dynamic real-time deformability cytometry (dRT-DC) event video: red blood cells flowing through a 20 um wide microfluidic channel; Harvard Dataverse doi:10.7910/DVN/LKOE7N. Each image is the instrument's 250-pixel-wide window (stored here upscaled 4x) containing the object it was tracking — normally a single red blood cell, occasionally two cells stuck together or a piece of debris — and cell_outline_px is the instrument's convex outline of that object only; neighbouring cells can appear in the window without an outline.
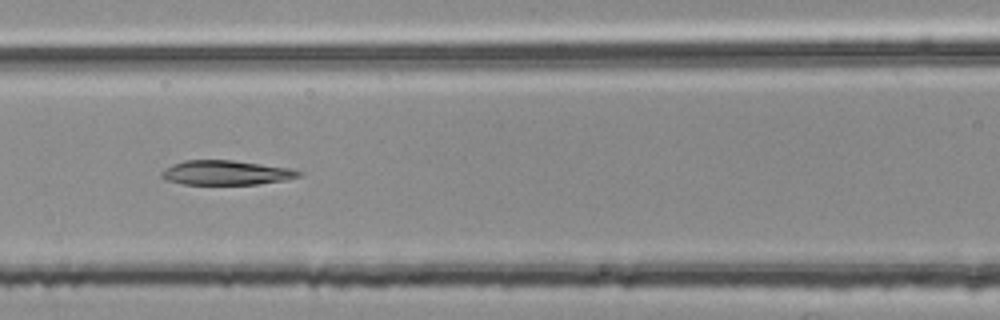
{"species": "common noctule bat (a hibernating species)", "species_latin": "Nyctalus noctula", "temperature_condition": "room temperature", "stored_images_in_passage": 53, "segment_of_instrument_passage": [2, 2], "camera_frame_rate_fps": 3000, "um_per_image_px": 0.085, "animal": {"sex": "female", "body_mass_g": 25.1}, "frame": {"image": 1, "passage_image": 23, "time_ms": 7.333, "image_size_px": [1000, 320], "cell_outline_px": [[304, 172], [300, 176], [284, 180], [256, 184], [184, 184], [164, 180], [160, 176], [160, 172], [164, 168], [172, 164], [184, 160], [232, 160], [292, 168]], "centroid_in_image_um": [19.18, 14.67], "position_along_channel_um": 147.4, "area_um2": 19.71}}
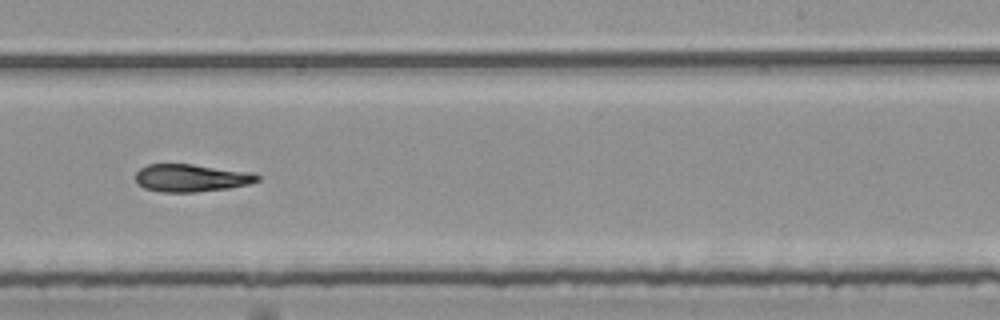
{"frame": {"image": 2, "passage_image": 33, "time_ms": 10.667, "image_size_px": [1000, 320], "cell_outline_px": [[260, 180], [248, 184], [228, 188], [196, 192], [160, 192], [144, 188], [136, 184], [136, 172], [140, 168], [148, 164], [192, 164], [252, 172], [260, 176]], "centroid_in_image_um": [16.24, 15.12], "position_along_channel_um": 272.8, "area_um2": 19.71}}
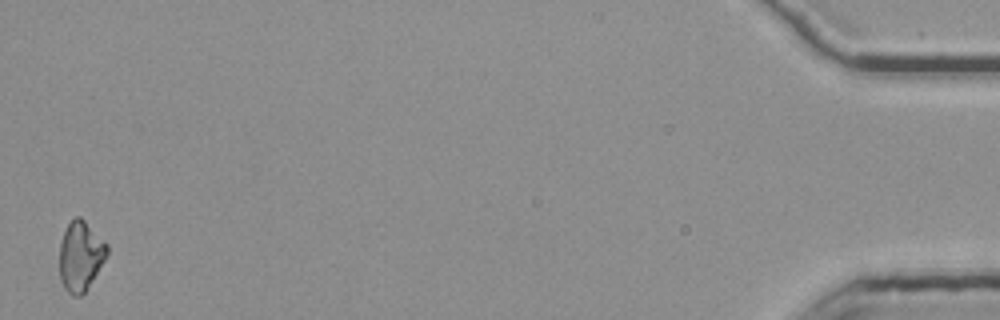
{"frame": {"image": 3, "passage_image": 53, "time_ms": 17.333, "image_size_px": [1000, 320], "cell_outline_px": [[108, 256], [84, 292], [80, 296], [72, 296], [64, 288], [60, 280], [60, 240], [68, 224], [76, 216], [80, 216], [108, 244]], "centroid_in_image_um": [6.85, 21.76], "position_along_channel_um": 428.3, "area_um2": 19.31}}